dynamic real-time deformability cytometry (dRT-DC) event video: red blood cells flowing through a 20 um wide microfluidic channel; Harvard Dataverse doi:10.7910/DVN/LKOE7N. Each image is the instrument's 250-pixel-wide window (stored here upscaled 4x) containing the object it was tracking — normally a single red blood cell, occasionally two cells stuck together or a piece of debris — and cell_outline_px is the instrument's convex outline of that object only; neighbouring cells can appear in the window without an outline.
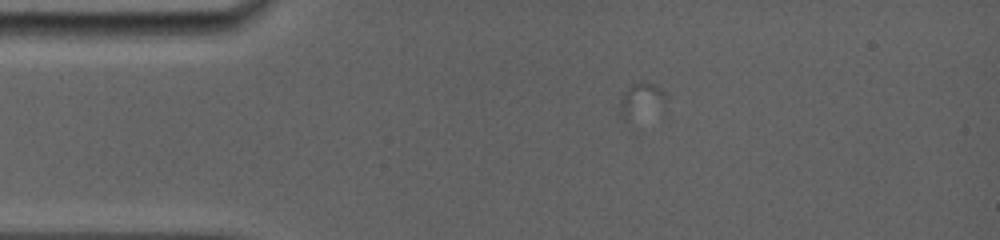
{"species": "common noctule bat (a hibernating species)", "species_latin": "Nyctalus noctula", "temperature_condition": "room temperature", "stored_images_in_passage": 2, "camera_frame_rate_fps": 5000, "um_per_image_px": 0.085, "animal": {"sex": "female", "body_mass_g": 19.0, "forearm_length_mm": 56.7}, "frame": {"image": 1, "passage_image": 1, "time_ms": 0.0, "image_size_px": [1000, 240], "cell_outline_px": [[668, 100], [664, 112], [628, 120], [624, 120], [620, 116], [620, 100], [628, 88], [632, 84], [656, 84], [668, 92]], "centroid_in_image_um": [54.65, 8.6], "position_along_channel_um": 30.3, "area_um2": 10.0}}